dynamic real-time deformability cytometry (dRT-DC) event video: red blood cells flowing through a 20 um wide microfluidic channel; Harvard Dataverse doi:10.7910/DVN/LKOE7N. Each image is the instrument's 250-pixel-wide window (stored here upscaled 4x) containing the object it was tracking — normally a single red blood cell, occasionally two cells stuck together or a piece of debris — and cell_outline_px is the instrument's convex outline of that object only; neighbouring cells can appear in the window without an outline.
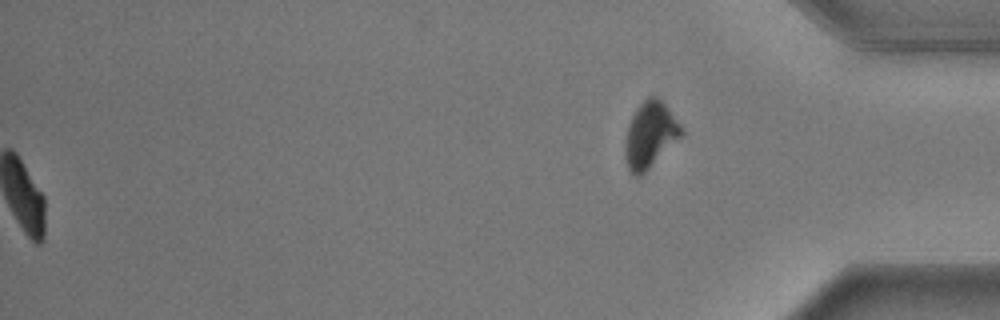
{"species": "common noctule bat (a hibernating species)", "species_latin": "Nyctalus noctula", "temperature_condition": "warm", "stored_images_in_passage": 57, "segment_of_instrument_passage": [2, 2], "camera_frame_rate_fps": 3000, "um_per_image_px": 0.085, "animal": {"sex": "male", "body_mass_g": 17.9}, "frame": {"image": 1, "passage_image": 57, "time_ms": 18.667, "image_size_px": [1000, 320], "cell_outline_px": [[684, 132], [640, 176], [632, 176], [628, 168], [624, 156], [624, 144], [628, 124], [636, 108], [648, 96], [656, 96], [664, 104], [684, 128]], "centroid_in_image_um": [55.21, 11.45], "position_along_channel_um": 380.0, "area_um2": 21.27}}